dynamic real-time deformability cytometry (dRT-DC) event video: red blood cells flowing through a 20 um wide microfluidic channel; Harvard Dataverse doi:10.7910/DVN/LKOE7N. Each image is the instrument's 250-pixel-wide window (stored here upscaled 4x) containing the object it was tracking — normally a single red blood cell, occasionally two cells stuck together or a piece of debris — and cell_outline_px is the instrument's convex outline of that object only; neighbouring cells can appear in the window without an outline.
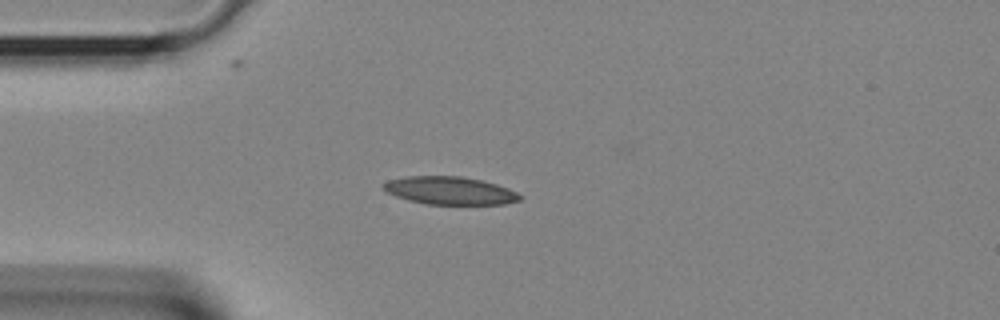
{"species": "Egyptian fruit bat (a non-hibernating species)", "species_latin": "Rousettus aegyptiacus", "temperature_condition": "room temperature", "stored_images_in_passage": 29, "camera_frame_rate_fps": 3000, "um_per_image_px": 0.085, "animal": {"sex": "female"}, "frame": {"image": 1, "passage_image": 1, "time_ms": 0.0, "image_size_px": [1000, 320], "cell_outline_px": [[524, 196], [520, 200], [504, 204], [424, 204], [408, 200], [396, 196], [388, 192], [380, 184], [388, 180], [408, 176], [460, 176], [480, 180], [496, 184], [508, 188]], "centroid_in_image_um": [38.24, 16.2], "position_along_channel_um": 46.8, "area_um2": 22.14}}
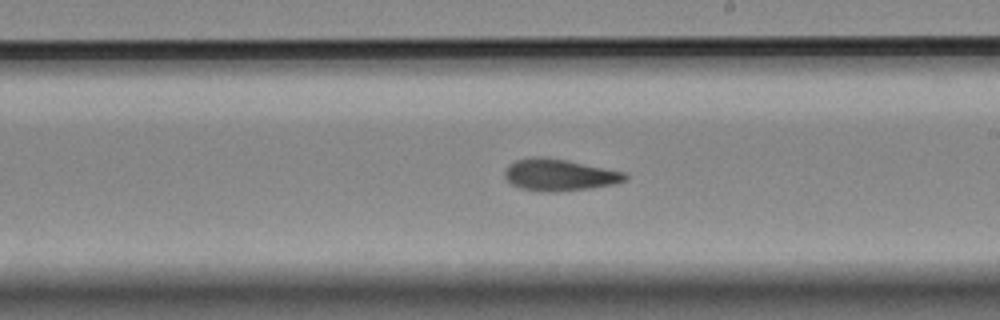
{"frame": {"image": 2, "passage_image": 13, "time_ms": 4.0, "image_size_px": [1000, 320], "cell_outline_px": [[628, 176], [624, 180], [616, 184], [592, 188], [556, 192], [540, 192], [520, 188], [512, 184], [504, 176], [504, 172], [508, 164], [516, 160], [532, 156], [540, 156], [564, 160], [624, 172]], "centroid_in_image_um": [47.5, 14.88], "position_along_channel_um": 241.5, "area_um2": 22.25}}
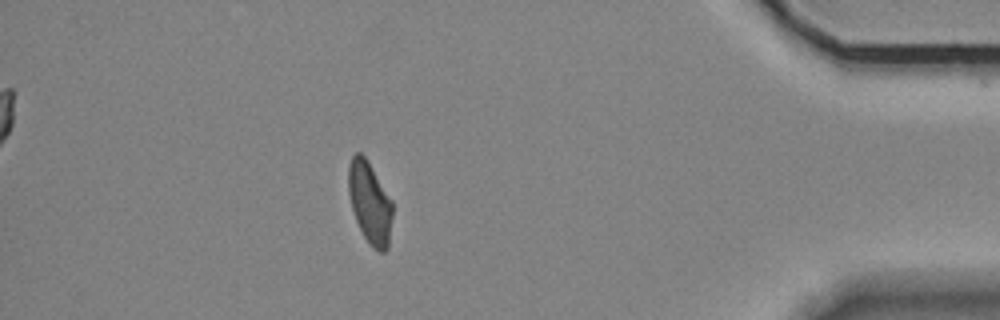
{"frame": {"image": 3, "passage_image": 25, "time_ms": 8.0, "image_size_px": [1000, 320], "cell_outline_px": [[392, 216], [388, 248], [384, 252], [380, 252], [372, 248], [364, 236], [356, 220], [352, 208], [348, 192], [348, 168], [352, 156], [356, 152], [360, 152], [364, 156], [392, 200]], "centroid_in_image_um": [31.43, 17.25], "position_along_channel_um": 403.8, "area_um2": 20.81}}